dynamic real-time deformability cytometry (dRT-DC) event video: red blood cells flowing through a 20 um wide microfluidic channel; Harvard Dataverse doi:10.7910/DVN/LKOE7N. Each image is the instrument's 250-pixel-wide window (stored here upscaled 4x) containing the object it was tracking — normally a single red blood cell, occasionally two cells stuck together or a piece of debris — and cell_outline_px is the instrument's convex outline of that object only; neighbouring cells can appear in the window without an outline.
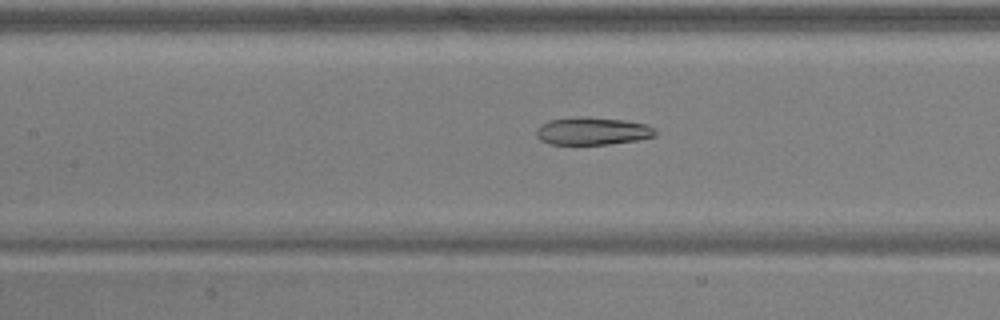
{"species": "common noctule bat (a hibernating species)", "species_latin": "Nyctalus noctula", "temperature_condition": "warm", "stored_images_in_passage": 24, "camera_frame_rate_fps": 3000, "um_per_image_px": 0.085, "animal": {"sex": "male", "body_mass_g": 17.9, "forearm_length_mm": 54.2}, "frame": {"image": 1, "passage_image": 8, "time_ms": 2.333, "image_size_px": [1000, 320], "cell_outline_px": [[656, 136], [636, 140], [608, 144], [548, 144], [540, 140], [536, 136], [536, 128], [552, 120], [624, 120], [644, 124], [652, 128], [656, 132]], "centroid_in_image_um": [50.36, 11.21], "position_along_channel_um": 157.0, "area_um2": 17.86}}
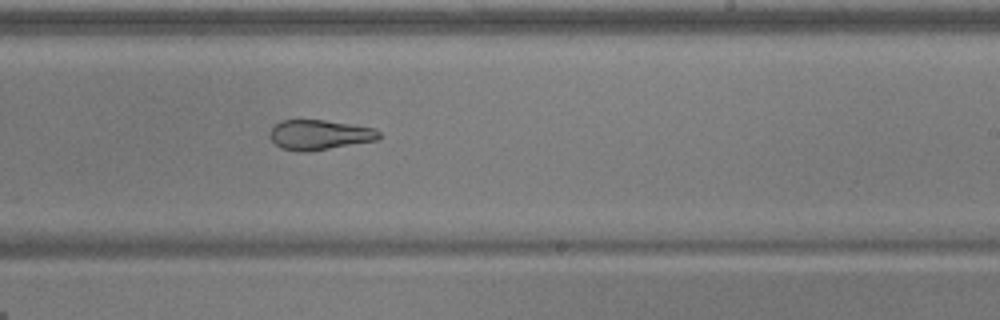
{"frame": {"image": 2, "passage_image": 16, "time_ms": 5.0, "image_size_px": [1000, 320], "cell_outline_px": [[380, 136], [376, 140], [308, 152], [296, 152], [280, 148], [268, 136], [268, 132], [280, 120], [324, 120], [352, 124], [376, 128], [380, 132]], "centroid_in_image_um": [27.12, 11.46], "position_along_channel_um": 261.9, "area_um2": 19.19}}
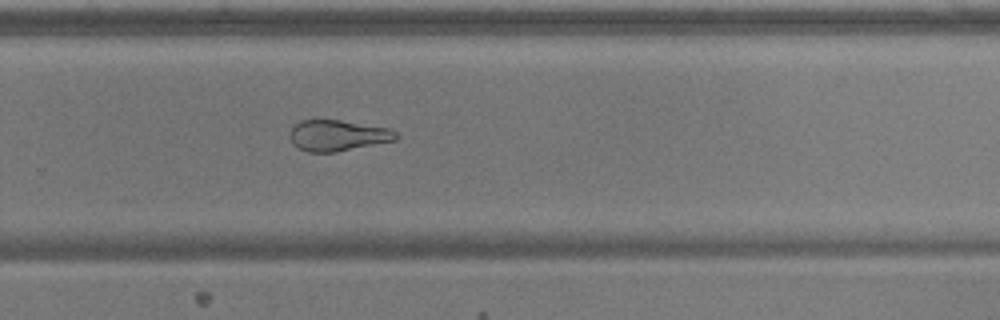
{"frame": {"image": 3, "passage_image": 19, "time_ms": 6.0, "image_size_px": [1000, 320], "cell_outline_px": [[400, 136], [396, 140], [336, 152], [308, 152], [296, 148], [292, 144], [288, 136], [292, 128], [300, 120], [340, 120], [388, 128], [396, 132]], "centroid_in_image_um": [28.67, 11.52], "position_along_channel_um": 301.1, "area_um2": 19.25}, "authors_computed_cell_mechanics": {"area_um2": 19.3341, "velocity_mm_per_s": 3.9432, "shape_relaxation_time_tau1_ms": null, "shape_relaxation_time_tau2_ms": 3.6764, "deformation_change_tau1": null, "deformation_change_tau2": 0.1187}}